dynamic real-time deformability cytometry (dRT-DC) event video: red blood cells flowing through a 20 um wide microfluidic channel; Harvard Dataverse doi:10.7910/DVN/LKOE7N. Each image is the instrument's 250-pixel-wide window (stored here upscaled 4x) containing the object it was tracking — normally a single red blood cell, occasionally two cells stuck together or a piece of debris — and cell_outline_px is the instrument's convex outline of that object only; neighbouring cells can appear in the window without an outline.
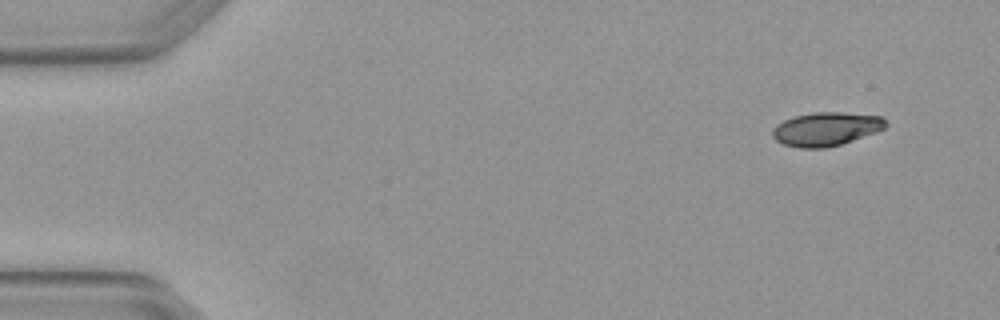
{"species": "Egyptian fruit bat (a non-hibernating species)", "species_latin": "Rousettus aegyptiacus", "temperature_condition": "warm", "stored_images_in_passage": 4, "camera_frame_rate_fps": 3000, "um_per_image_px": 0.085, "animal": {"sex": "female"}, "frame": {"image": 1, "passage_image": 1, "time_ms": 0.0, "image_size_px": [1000, 320], "cell_outline_px": [[888, 124], [884, 128], [876, 132], [840, 144], [824, 148], [800, 148], [784, 144], [776, 140], [772, 136], [772, 128], [776, 124], [784, 120], [796, 116], [812, 112], [840, 112], [880, 116]], "centroid_in_image_um": [70.18, 10.96], "position_along_channel_um": 14.8, "area_um2": 22.02}}
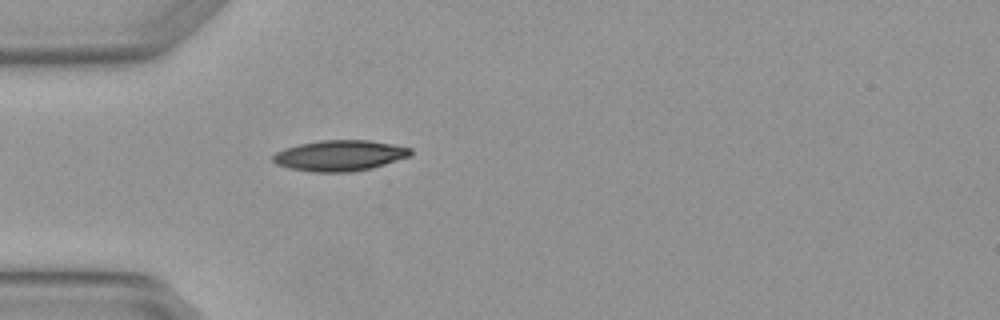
{"frame": {"image": 2, "passage_image": 4, "time_ms": 1.0, "image_size_px": [1000, 320], "cell_outline_px": [[412, 156], [372, 168], [352, 172], [312, 172], [288, 168], [276, 164], [272, 160], [272, 156], [276, 152], [284, 148], [300, 144], [320, 140], [372, 140], [412, 148]], "centroid_in_image_um": [28.89, 13.22], "position_along_channel_um": 56.1, "area_um2": 24.91}}